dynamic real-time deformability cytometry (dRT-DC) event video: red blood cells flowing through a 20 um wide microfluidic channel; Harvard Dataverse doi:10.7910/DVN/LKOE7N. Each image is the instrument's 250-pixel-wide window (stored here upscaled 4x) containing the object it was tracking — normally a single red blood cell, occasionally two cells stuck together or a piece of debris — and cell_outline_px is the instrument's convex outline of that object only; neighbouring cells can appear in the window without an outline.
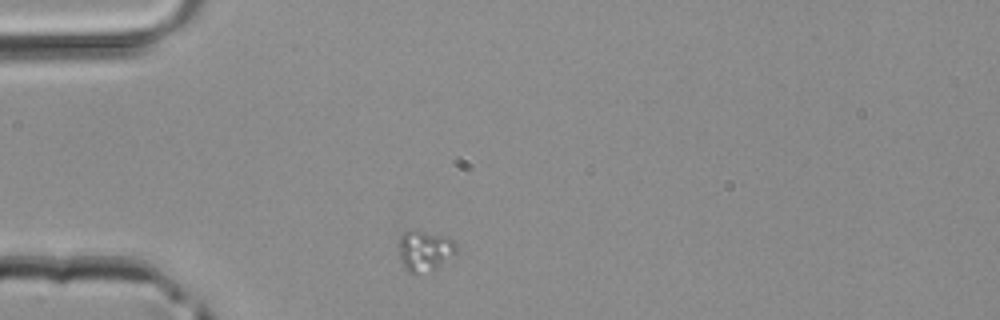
{"species": "common noctule bat (a hibernating species)", "species_latin": "Nyctalus noctula", "temperature_condition": "room temperature", "stored_images_in_passage": 1, "camera_frame_rate_fps": 3000, "um_per_image_px": 0.085, "animal": {"sex": "male", "body_mass_g": 20.4}, "frame": {"image": 1, "passage_image": 1, "time_ms": 0.0, "image_size_px": [1000, 320], "cell_outline_px": [[456, 252], [436, 268], [416, 272], [408, 272], [404, 268], [400, 260], [400, 236], [404, 232], [424, 232], [448, 236], [456, 244]], "centroid_in_image_um": [36.1, 21.3], "position_along_channel_um": 48.9, "area_um2": 13.01}}